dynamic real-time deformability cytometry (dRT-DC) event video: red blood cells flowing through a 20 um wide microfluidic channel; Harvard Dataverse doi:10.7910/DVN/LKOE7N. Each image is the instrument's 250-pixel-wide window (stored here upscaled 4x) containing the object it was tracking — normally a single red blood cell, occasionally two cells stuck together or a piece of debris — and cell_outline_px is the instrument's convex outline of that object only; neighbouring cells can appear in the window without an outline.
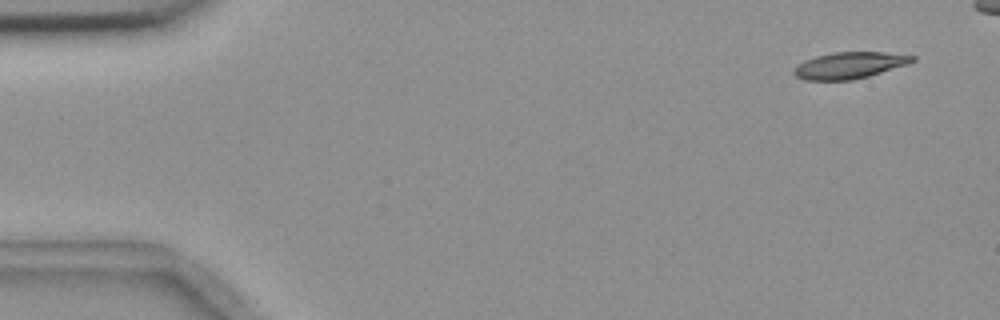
{"species": "common noctule bat (a hibernating species)", "species_latin": "Nyctalus noctula", "temperature_condition": "room temperature", "stored_images_in_passage": 8, "camera_frame_rate_fps": 3000, "um_per_image_px": 0.085, "animal": {"sex": "female", "body_mass_g": 18.4}, "frame": {"image": 1, "passage_image": 1, "time_ms": 0.0, "image_size_px": [1000, 320], "cell_outline_px": [[916, 60], [908, 64], [868, 76], [852, 80], [804, 80], [796, 76], [792, 72], [804, 60], [816, 56], [832, 52], [884, 52], [916, 56]], "centroid_in_image_um": [72.22, 5.55], "position_along_channel_um": 12.8, "area_um2": 18.21}}
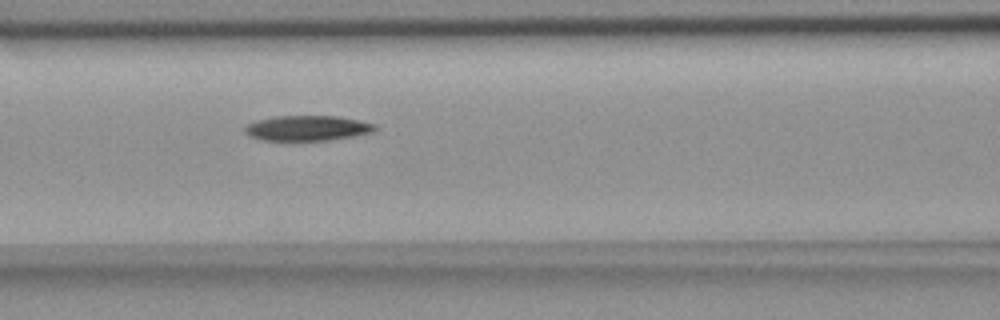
{"frame": {"image": 2, "passage_image": 7, "time_ms": 6.667, "image_size_px": [1000, 320], "cell_outline_px": [[376, 132], [328, 140], [260, 140], [248, 136], [244, 132], [244, 128], [248, 124], [256, 120], [276, 116], [336, 116], [360, 120], [376, 124]], "centroid_in_image_um": [26.12, 10.89], "position_along_channel_um": 140.5, "area_um2": 19.19}}